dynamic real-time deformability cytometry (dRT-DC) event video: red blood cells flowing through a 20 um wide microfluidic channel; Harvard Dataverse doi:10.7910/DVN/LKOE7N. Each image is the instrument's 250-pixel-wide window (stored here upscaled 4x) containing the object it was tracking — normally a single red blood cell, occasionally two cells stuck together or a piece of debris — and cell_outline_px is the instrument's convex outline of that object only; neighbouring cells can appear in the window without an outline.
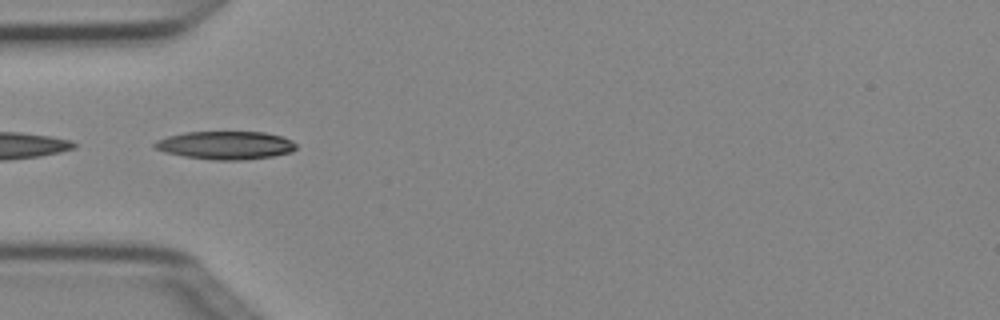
{"species": "Egyptian fruit bat (a non-hibernating species)", "species_latin": "Rousettus aegyptiacus", "temperature_condition": "cold", "stored_images_in_passage": 4, "camera_frame_rate_fps": 3000, "um_per_image_px": 0.085, "animal": {"sex": "female"}, "frame": {"image": 1, "passage_image": 4, "time_ms": 1.0, "image_size_px": [1000, 320], "cell_outline_px": [[296, 148], [292, 152], [272, 156], [244, 160], [216, 160], [184, 156], [164, 152], [152, 148], [152, 144], [156, 140], [168, 136], [184, 132], [264, 132], [280, 136], [292, 140], [296, 144]], "centroid_in_image_um": [19.14, 12.34], "position_along_channel_um": 65.9, "area_um2": 23.29}}